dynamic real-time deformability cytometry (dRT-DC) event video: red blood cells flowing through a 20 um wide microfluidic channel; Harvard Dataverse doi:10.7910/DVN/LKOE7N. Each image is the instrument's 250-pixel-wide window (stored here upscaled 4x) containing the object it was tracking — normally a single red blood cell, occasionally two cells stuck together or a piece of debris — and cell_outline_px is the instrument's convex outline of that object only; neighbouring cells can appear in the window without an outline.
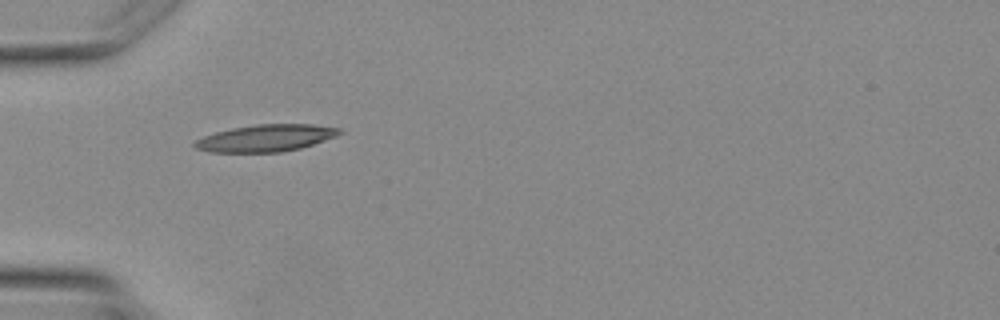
{"species": "Egyptian fruit bat (a non-hibernating species)", "species_latin": "Rousettus aegyptiacus", "temperature_condition": "warm", "stored_images_in_passage": 3, "camera_frame_rate_fps": 3000, "um_per_image_px": 0.085, "animal": {"sex": "female"}, "frame": {"image": 1, "passage_image": 2, "time_ms": 1.333, "image_size_px": [1000, 320], "cell_outline_px": [[344, 132], [336, 136], [300, 148], [280, 152], [208, 152], [196, 148], [192, 144], [196, 140], [204, 136], [216, 132], [232, 128], [256, 124], [312, 124], [340, 128]], "centroid_in_image_um": [22.59, 11.73], "position_along_channel_um": 62.4, "area_um2": 22.66}}
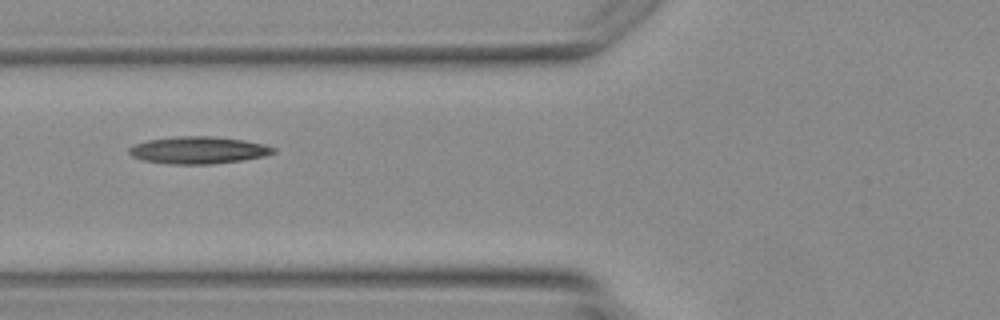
{"frame": {"image": 2, "passage_image": 3, "time_ms": 2.333, "image_size_px": [1000, 320], "cell_outline_px": [[276, 152], [264, 156], [244, 160], [212, 164], [168, 164], [144, 160], [132, 156], [128, 152], [128, 148], [136, 144], [148, 140], [180, 136], [212, 136], [244, 140], [264, 144], [276, 148]], "centroid_in_image_um": [16.89, 12.77], "position_along_channel_um": 108.9, "area_um2": 22.83}}